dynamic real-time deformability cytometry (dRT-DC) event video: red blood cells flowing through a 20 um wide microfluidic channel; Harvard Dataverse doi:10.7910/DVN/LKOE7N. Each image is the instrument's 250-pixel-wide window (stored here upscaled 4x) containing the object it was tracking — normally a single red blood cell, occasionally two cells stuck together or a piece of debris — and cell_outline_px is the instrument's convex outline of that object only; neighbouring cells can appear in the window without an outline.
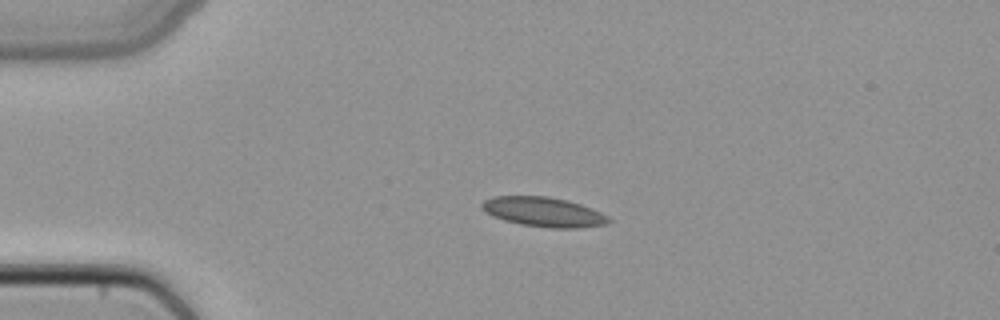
{"species": "common noctule bat (a hibernating species)", "species_latin": "Nyctalus noctula", "temperature_condition": "cold", "stored_images_in_passage": 3, "camera_frame_rate_fps": 3000, "um_per_image_px": 0.085, "animal": {"sex": "female", "body_mass_g": 22.7, "forearm_length_mm": 54.2}, "frame": {"image": 1, "passage_image": 2, "time_ms": 0.333, "image_size_px": [1000, 320], "cell_outline_px": [[612, 220], [608, 224], [580, 228], [552, 228], [520, 224], [504, 220], [492, 216], [484, 212], [480, 208], [480, 204], [484, 200], [492, 196], [548, 196], [568, 200], [592, 208], [608, 216]], "centroid_in_image_um": [46.19, 18.01], "position_along_channel_um": 38.8, "area_um2": 22.14}}